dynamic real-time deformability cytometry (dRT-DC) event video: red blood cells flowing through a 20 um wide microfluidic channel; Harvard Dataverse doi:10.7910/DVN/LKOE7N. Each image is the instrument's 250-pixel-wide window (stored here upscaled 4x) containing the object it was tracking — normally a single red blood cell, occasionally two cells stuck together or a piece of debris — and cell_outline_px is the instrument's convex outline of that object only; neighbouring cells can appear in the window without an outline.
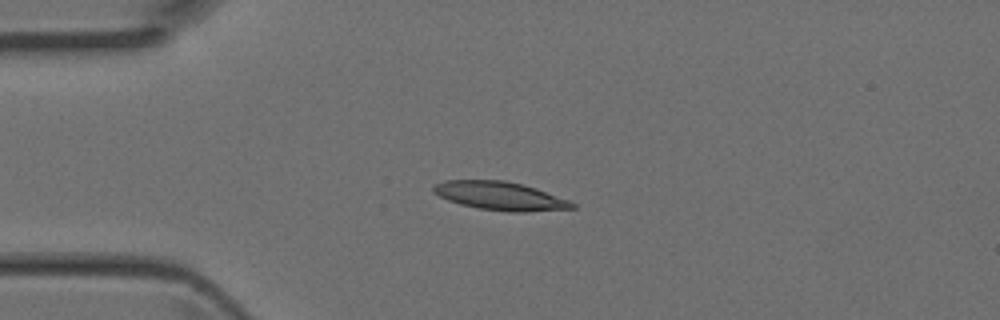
{"species": "Egyptian fruit bat (a non-hibernating species)", "species_latin": "Rousettus aegyptiacus", "temperature_condition": "room temperature", "stored_images_in_passage": 3, "camera_frame_rate_fps": 3000, "um_per_image_px": 0.085, "animal": {"sex": "female"}, "frame": {"image": 1, "passage_image": 3, "time_ms": 0.667, "image_size_px": [1000, 320], "cell_outline_px": [[576, 208], [524, 212], [508, 212], [480, 208], [460, 204], [448, 200], [432, 192], [432, 184], [444, 180], [504, 180], [536, 188], [568, 200], [576, 204]], "centroid_in_image_um": [42.47, 16.65], "position_along_channel_um": 42.5, "area_um2": 22.95}}